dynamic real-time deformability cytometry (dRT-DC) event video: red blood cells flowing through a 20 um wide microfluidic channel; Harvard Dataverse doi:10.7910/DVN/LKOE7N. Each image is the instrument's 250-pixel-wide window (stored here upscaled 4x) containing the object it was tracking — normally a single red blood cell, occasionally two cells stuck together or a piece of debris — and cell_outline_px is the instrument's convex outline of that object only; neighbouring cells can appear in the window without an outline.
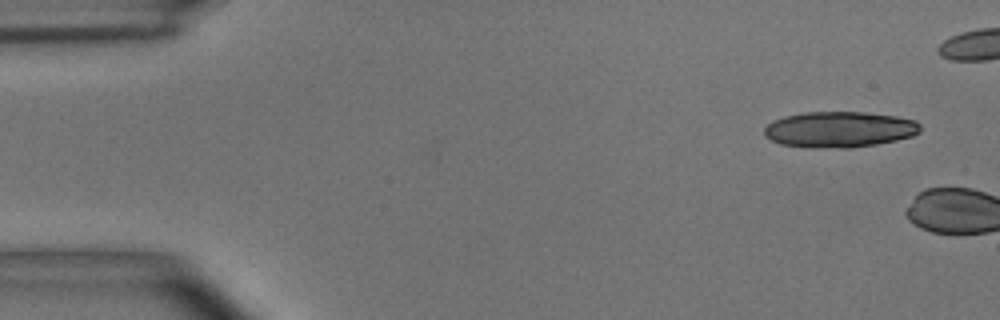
{"species": "common noctule bat (a hibernating species)", "species_latin": "Nyctalus noctula", "temperature_condition": "room temperature", "stored_images_in_passage": 3, "camera_frame_rate_fps": 3000, "um_per_image_px": 0.085, "animal": {"sex": "male", "body_mass_g": 15.6}, "frame": {"image": 1, "passage_image": 1, "time_ms": 0.0, "image_size_px": [1000, 320], "cell_outline_px": [[920, 132], [912, 136], [896, 140], [876, 144], [852, 148], [812, 148], [780, 144], [764, 136], [764, 128], [772, 120], [784, 116], [804, 112], [864, 112], [896, 116], [916, 120], [920, 124]], "centroid_in_image_um": [71.34, 11.0], "position_along_channel_um": 13.7, "area_um2": 32.89}}